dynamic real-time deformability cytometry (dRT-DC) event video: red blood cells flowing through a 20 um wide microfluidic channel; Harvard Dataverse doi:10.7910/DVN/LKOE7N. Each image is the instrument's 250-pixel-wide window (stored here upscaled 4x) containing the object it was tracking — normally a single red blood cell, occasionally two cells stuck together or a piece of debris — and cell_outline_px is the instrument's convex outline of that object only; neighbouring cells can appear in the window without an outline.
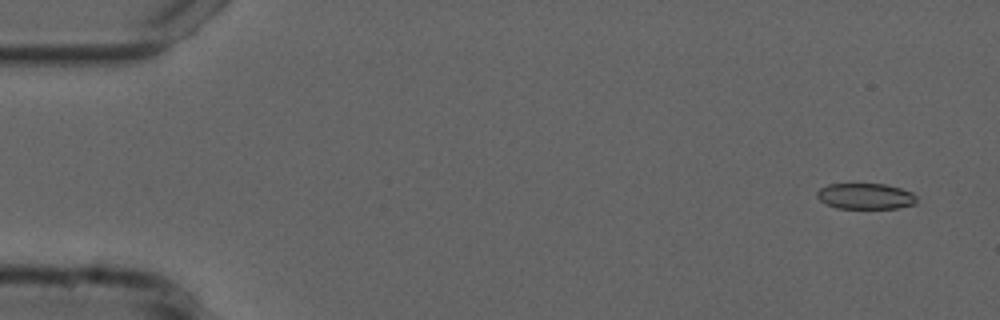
{"species": "common noctule bat (a hibernating species)", "species_latin": "Nyctalus noctula", "temperature_condition": "cold", "stored_images_in_passage": 54, "camera_frame_rate_fps": 3000, "um_per_image_px": 0.085, "animal": {"sex": "male", "forearm_length_mm": 52.5}, "frame": {"image": 1, "passage_image": 3, "time_ms": 0.667, "image_size_px": [1000, 320], "cell_outline_px": [[916, 204], [896, 208], [836, 208], [820, 200], [816, 196], [816, 192], [820, 188], [828, 184], [884, 184], [900, 188], [912, 192], [916, 196]], "centroid_in_image_um": [73.56, 16.67], "position_along_channel_um": 11.4, "area_um2": 14.97}}
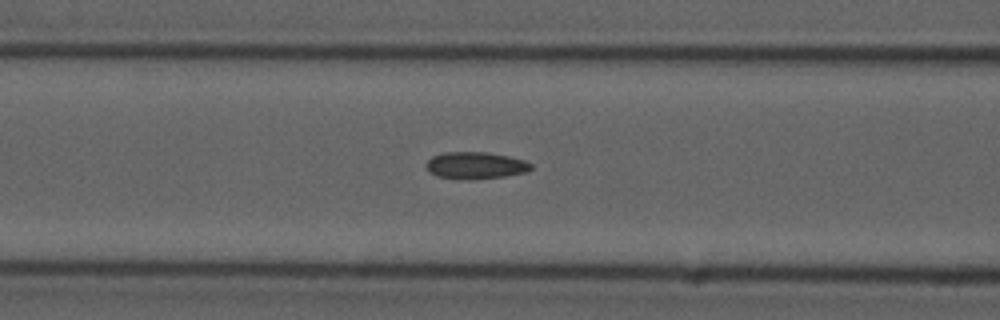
{"frame": {"image": 2, "passage_image": 22, "time_ms": 7.0, "image_size_px": [1000, 320], "cell_outline_px": [[532, 168], [528, 172], [504, 176], [456, 180], [436, 176], [428, 172], [428, 160], [432, 156], [444, 152], [488, 152], [508, 156], [524, 160], [532, 164]], "centroid_in_image_um": [40.42, 14.06], "position_along_channel_um": 126.2, "area_um2": 16.47}}
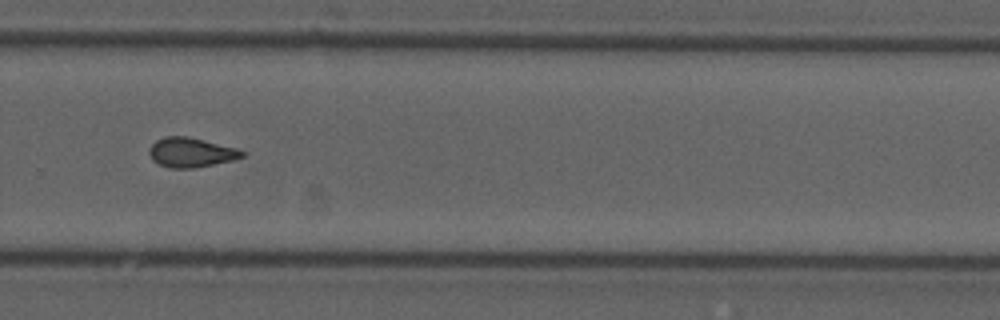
{"frame": {"image": 3, "passage_image": 37, "time_ms": 12.0, "image_size_px": [1000, 320], "cell_outline_px": [[244, 156], [232, 160], [196, 168], [172, 168], [160, 164], [152, 160], [148, 152], [152, 144], [156, 140], [164, 136], [188, 136], [236, 148], [244, 152]], "centroid_in_image_um": [16.21, 12.95], "position_along_channel_um": 313.6, "area_um2": 15.9}, "authors_computed_cell_mechanics": {"area_um2": 15.895, "velocity_mm_per_s": 3.7527, "shape_relaxation_time_tau1_ms": null, "shape_relaxation_time_tau2_ms": 3.5448, "deformation_change_tau1": null, "deformation_change_tau2": 0.1023}}